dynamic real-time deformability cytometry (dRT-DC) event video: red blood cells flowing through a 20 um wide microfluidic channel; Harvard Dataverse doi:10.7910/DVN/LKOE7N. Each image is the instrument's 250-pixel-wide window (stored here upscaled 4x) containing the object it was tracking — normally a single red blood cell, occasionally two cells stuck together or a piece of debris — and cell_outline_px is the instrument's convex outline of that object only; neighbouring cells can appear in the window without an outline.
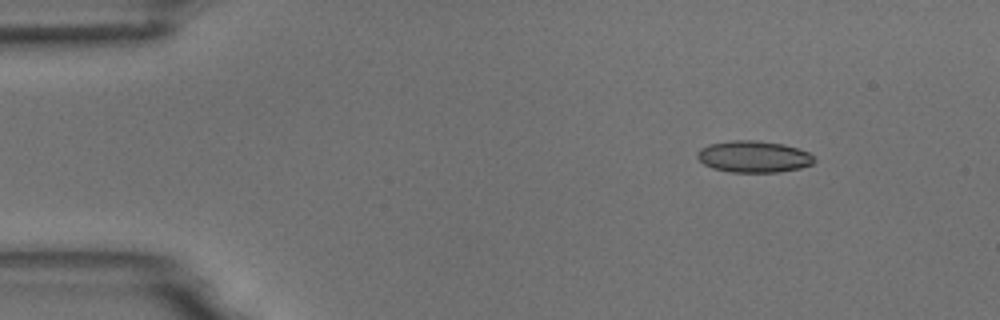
{"species": "common noctule bat (a hibernating species)", "species_latin": "Nyctalus noctula", "temperature_condition": "room temperature", "stored_images_in_passage": 5, "camera_frame_rate_fps": 3000, "um_per_image_px": 0.085, "animal": {"sex": "male", "body_mass_g": 18.8}, "frame": {"image": 1, "passage_image": 1, "time_ms": 0.0, "image_size_px": [1000, 320], "cell_outline_px": [[816, 160], [812, 164], [800, 168], [776, 172], [732, 172], [712, 168], [704, 164], [696, 156], [696, 152], [700, 148], [708, 144], [728, 140], [756, 140], [784, 144], [808, 152]], "centroid_in_image_um": [64.02, 13.3], "position_along_channel_um": 21.0, "area_um2": 21.62}}
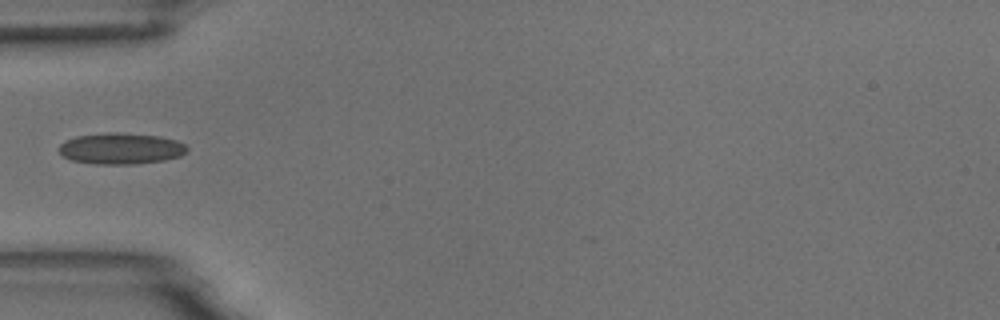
{"frame": {"image": 2, "passage_image": 4, "time_ms": 3.667, "image_size_px": [1000, 320], "cell_outline_px": [[188, 152], [180, 156], [164, 160], [136, 164], [96, 164], [72, 160], [64, 156], [60, 152], [60, 144], [64, 140], [76, 136], [108, 132], [116, 132], [160, 136], [176, 140], [184, 144], [188, 148]], "centroid_in_image_um": [10.3, 12.62], "position_along_channel_um": 74.7, "area_um2": 23.35}}